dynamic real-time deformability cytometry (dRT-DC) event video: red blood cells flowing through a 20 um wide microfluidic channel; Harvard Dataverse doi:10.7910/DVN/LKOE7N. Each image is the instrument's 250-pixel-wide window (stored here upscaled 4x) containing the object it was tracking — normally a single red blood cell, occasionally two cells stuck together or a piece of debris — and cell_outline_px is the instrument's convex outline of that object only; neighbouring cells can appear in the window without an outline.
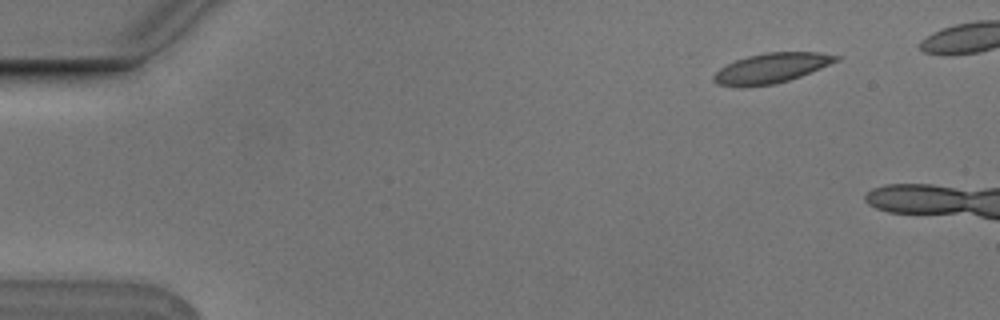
{"species": "Egyptian fruit bat (a non-hibernating species)", "species_latin": "Rousettus aegyptiacus", "temperature_condition": "cold", "stored_images_in_passage": 3, "camera_frame_rate_fps": 3000, "um_per_image_px": 0.085, "animal": {"sex": "male"}, "frame": {"image": 1, "passage_image": 1, "time_ms": 0.0, "image_size_px": [1000, 320], "cell_outline_px": [[840, 60], [800, 76], [788, 80], [772, 84], [740, 88], [716, 84], [712, 80], [712, 76], [720, 68], [736, 60], [748, 56], [764, 52], [820, 52], [840, 56]], "centroid_in_image_um": [65.53, 5.8], "position_along_channel_um": 19.5, "area_um2": 21.39}}